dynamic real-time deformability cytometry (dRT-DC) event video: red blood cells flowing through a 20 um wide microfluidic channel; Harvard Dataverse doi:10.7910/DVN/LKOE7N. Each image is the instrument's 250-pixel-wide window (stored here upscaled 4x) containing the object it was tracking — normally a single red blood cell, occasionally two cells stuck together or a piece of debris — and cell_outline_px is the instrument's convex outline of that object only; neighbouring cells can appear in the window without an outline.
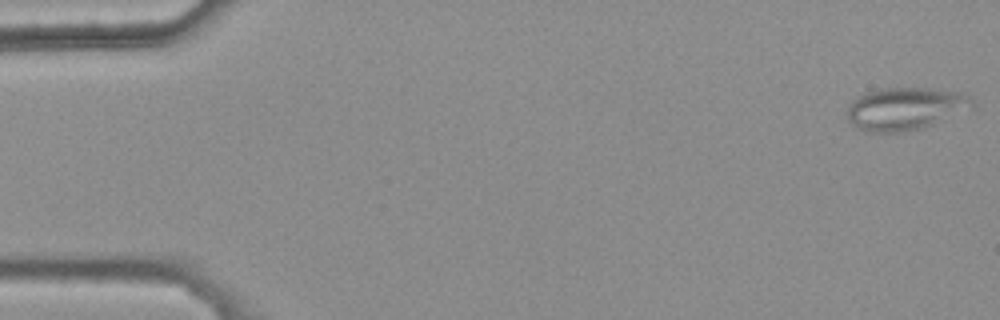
{"species": "common noctule bat (a hibernating species)", "species_latin": "Nyctalus noctula", "temperature_condition": "warm", "stored_images_in_passage": 47, "camera_frame_rate_fps": 3000, "um_per_image_px": 0.085, "animal": {"sex": "female", "body_mass_g": 25.1}, "frame": {"image": 1, "passage_image": 1, "time_ms": 0.0, "image_size_px": [1000, 320], "cell_outline_px": [[976, 108], [932, 124], [920, 128], [900, 132], [864, 132], [856, 128], [848, 120], [848, 104], [856, 96], [864, 92], [884, 88], [932, 88], [964, 92], [972, 100]], "centroid_in_image_um": [76.96, 9.22], "position_along_channel_um": 8.0, "area_um2": 31.5}}
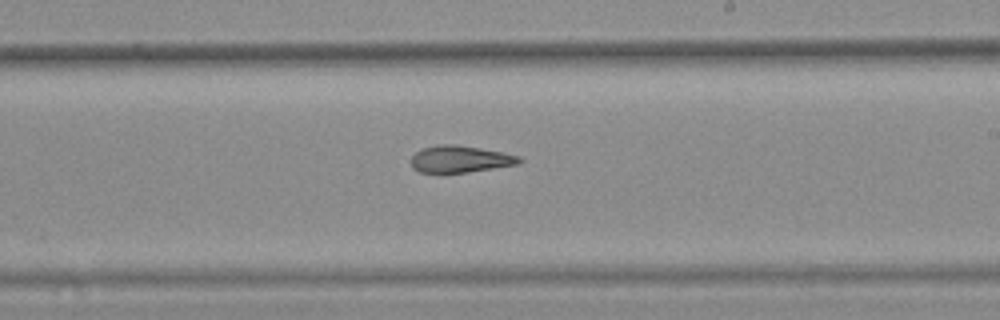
{"frame": {"image": 2, "passage_image": 31, "time_ms": 10.0, "image_size_px": [1000, 320], "cell_outline_px": [[524, 160], [516, 164], [468, 172], [440, 176], [420, 172], [412, 168], [412, 156], [416, 152], [424, 148], [436, 144], [456, 144], [504, 152], [520, 156]], "centroid_in_image_um": [39.06, 13.55], "position_along_channel_um": 249.9, "area_um2": 17.51}}
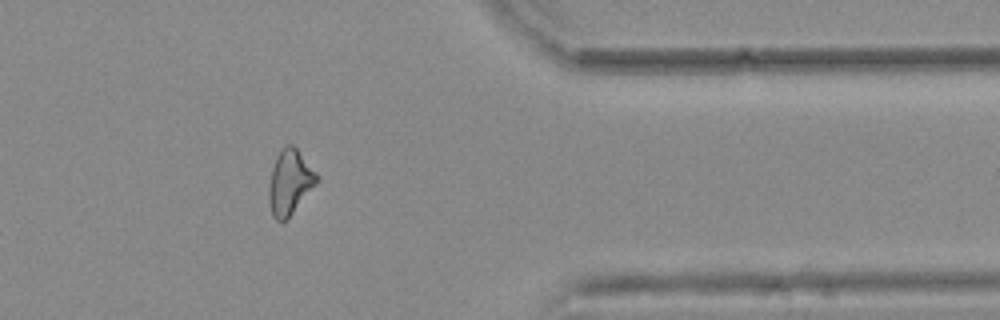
{"frame": {"image": 3, "passage_image": 43, "time_ms": 14.0, "image_size_px": [1000, 320], "cell_outline_px": [[320, 180], [292, 212], [284, 220], [276, 220], [272, 216], [268, 200], [268, 188], [272, 168], [276, 156], [288, 144], [292, 144], [296, 148], [316, 172]], "centroid_in_image_um": [24.62, 15.48], "position_along_channel_um": 386.8, "area_um2": 17.74}, "authors_computed_cell_mechanics": {"area_um2": 18.1492, "velocity_mm_per_s": 3.8275, "shape_relaxation_time_tau1_ms": null, "shape_relaxation_time_tau2_ms": 5.5314, "deformation_change_tau1": null, "deformation_change_tau2": 0.1742}}